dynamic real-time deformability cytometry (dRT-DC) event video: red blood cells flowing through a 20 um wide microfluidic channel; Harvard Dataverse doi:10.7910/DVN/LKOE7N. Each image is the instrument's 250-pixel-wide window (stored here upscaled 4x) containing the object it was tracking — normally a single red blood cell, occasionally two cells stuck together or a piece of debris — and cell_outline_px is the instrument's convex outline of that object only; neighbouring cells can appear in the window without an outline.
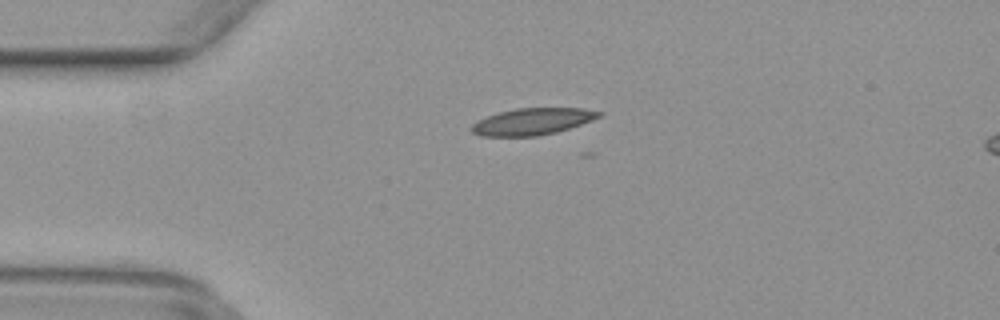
{"species": "common noctule bat (a hibernating species)", "species_latin": "Nyctalus noctula", "temperature_condition": "warm", "stored_images_in_passage": 5, "camera_frame_rate_fps": 3000, "um_per_image_px": 0.085, "animal": {"sex": "female", "body_mass_g": 29.2, "forearm_length_mm": 56.3}, "frame": {"image": 1, "passage_image": 1, "time_ms": 0.0, "image_size_px": [1000, 320], "cell_outline_px": [[604, 112], [600, 116], [592, 120], [556, 132], [536, 136], [480, 136], [472, 132], [468, 128], [472, 124], [488, 116], [500, 112], [516, 108], [584, 108]], "centroid_in_image_um": [45.24, 10.33], "position_along_channel_um": 39.8, "area_um2": 19.71}}